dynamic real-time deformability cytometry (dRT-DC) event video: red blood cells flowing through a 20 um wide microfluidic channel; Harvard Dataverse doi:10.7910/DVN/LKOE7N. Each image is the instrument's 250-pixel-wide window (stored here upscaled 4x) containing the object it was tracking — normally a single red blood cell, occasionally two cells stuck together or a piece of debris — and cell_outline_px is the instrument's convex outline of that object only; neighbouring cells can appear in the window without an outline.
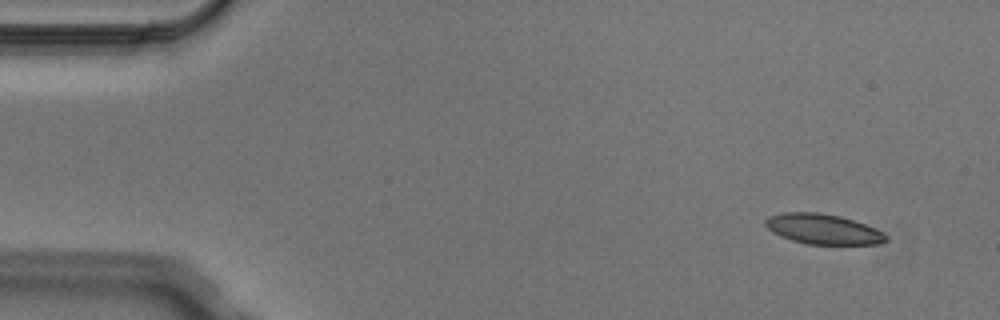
{"species": "Egyptian fruit bat (a non-hibernating species)", "species_latin": "Rousettus aegyptiacus", "temperature_condition": "cold", "stored_images_in_passage": 4, "camera_frame_rate_fps": 3000, "um_per_image_px": 0.085, "animal": {"sex": "male"}, "frame": {"image": 1, "passage_image": 1, "time_ms": 0.0, "image_size_px": [1000, 320], "cell_outline_px": [[888, 240], [880, 244], [808, 244], [792, 240], [780, 236], [772, 232], [764, 224], [764, 220], [768, 216], [784, 212], [816, 212], [840, 216], [876, 228], [884, 232], [888, 236]], "centroid_in_image_um": [69.96, 19.47], "position_along_channel_um": 15.0, "area_um2": 21.27}}
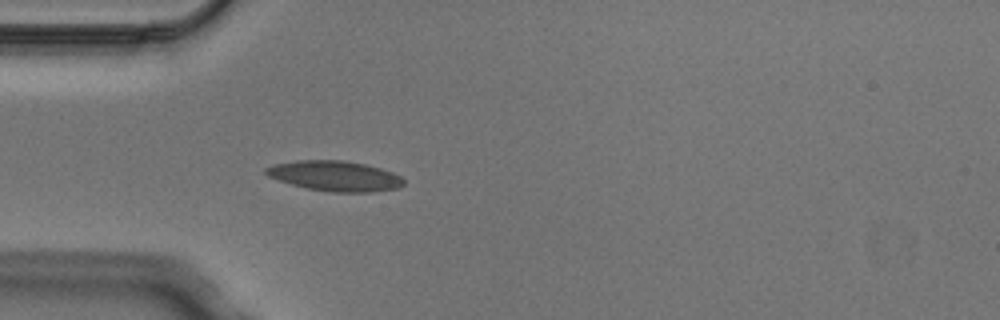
{"frame": {"image": 2, "passage_image": 4, "time_ms": 1.0, "image_size_px": [1000, 320], "cell_outline_px": [[404, 184], [400, 188], [372, 192], [332, 192], [308, 188], [292, 184], [268, 176], [264, 172], [264, 168], [272, 164], [296, 160], [344, 160], [364, 164], [380, 168], [392, 172], [400, 176], [404, 180]], "centroid_in_image_um": [28.47, 14.95], "position_along_channel_um": 56.5, "area_um2": 24.28}}